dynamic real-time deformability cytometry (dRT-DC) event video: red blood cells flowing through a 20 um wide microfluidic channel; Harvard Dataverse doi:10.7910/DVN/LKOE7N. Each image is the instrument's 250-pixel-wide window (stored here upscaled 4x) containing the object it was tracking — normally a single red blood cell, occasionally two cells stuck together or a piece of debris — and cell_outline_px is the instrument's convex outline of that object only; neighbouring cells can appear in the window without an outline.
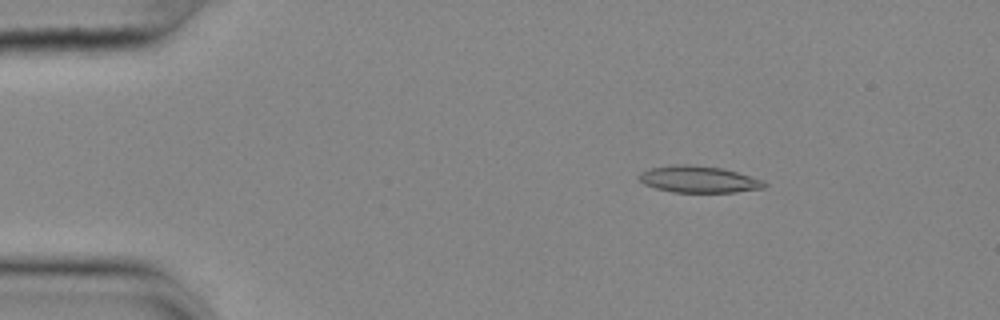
{"species": "common noctule bat (a hibernating species)", "species_latin": "Nyctalus noctula", "temperature_condition": "cold", "stored_images_in_passage": 56, "camera_frame_rate_fps": 3000, "um_per_image_px": 0.085, "animal": {"sex": "female", "body_mass_g": 25.1}, "frame": {"image": 1, "passage_image": 9, "time_ms": 2.667, "image_size_px": [1000, 320], "cell_outline_px": [[768, 184], [764, 188], [736, 192], [672, 192], [656, 188], [644, 184], [640, 180], [640, 172], [648, 168], [672, 164], [688, 164], [720, 168], [736, 172], [760, 180]], "centroid_in_image_um": [59.34, 15.24], "position_along_channel_um": 25.7, "area_um2": 19.31}}
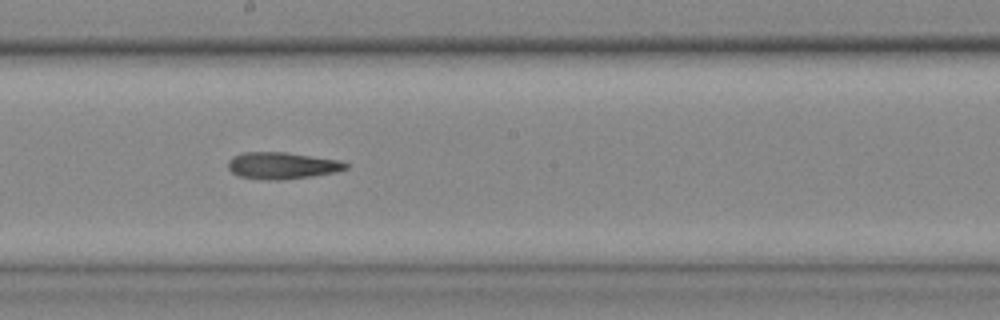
{"frame": {"image": 2, "passage_image": 31, "time_ms": 10.0, "image_size_px": [1000, 320], "cell_outline_px": [[348, 168], [336, 172], [312, 176], [280, 180], [264, 180], [240, 176], [232, 172], [228, 168], [228, 160], [232, 156], [244, 152], [284, 152], [340, 160], [348, 164]], "centroid_in_image_um": [23.97, 14.07], "position_along_channel_um": 224.2, "area_um2": 18.38}}
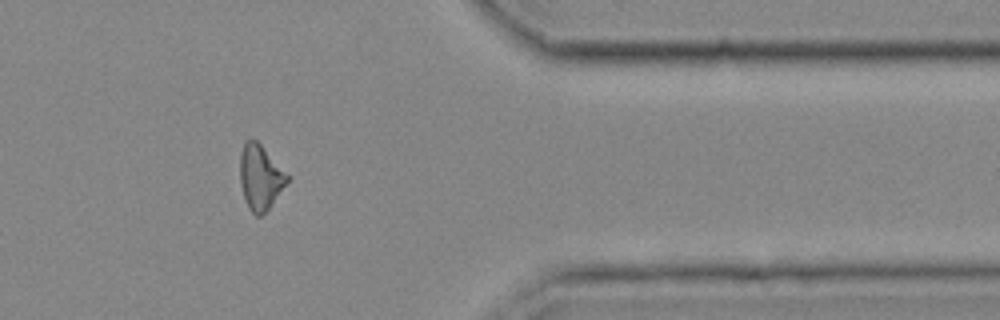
{"frame": {"image": 3, "passage_image": 46, "time_ms": 15.0, "image_size_px": [1000, 320], "cell_outline_px": [[288, 180], [268, 208], [260, 216], [256, 216], [248, 208], [244, 196], [240, 180], [240, 156], [244, 140], [256, 140], [260, 144], [288, 176]], "centroid_in_image_um": [22.08, 15.06], "position_along_channel_um": 389.3, "area_um2": 17.17}, "authors_computed_cell_mechanics": {"area_um2": 18.496, "velocity_mm_per_s": 3.6469, "shape_relaxation_time_tau1_ms": null, "shape_relaxation_time_tau2_ms": 11.0603, "deformation_change_tau1": null, "deformation_change_tau2": 0.2823}}